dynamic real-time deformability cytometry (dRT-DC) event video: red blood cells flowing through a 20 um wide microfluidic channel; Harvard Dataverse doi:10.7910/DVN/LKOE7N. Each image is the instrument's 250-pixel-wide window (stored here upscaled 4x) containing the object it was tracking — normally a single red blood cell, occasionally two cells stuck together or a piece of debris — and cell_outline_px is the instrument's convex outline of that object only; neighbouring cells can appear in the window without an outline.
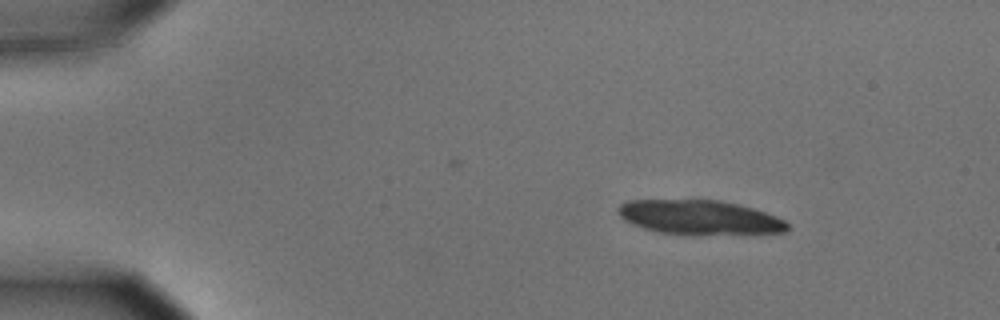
{"species": "common noctule bat (a hibernating species)", "species_latin": "Nyctalus noctula", "temperature_condition": "cold", "stored_images_in_passage": 9, "camera_frame_rate_fps": 3000, "um_per_image_px": 0.085, "animal": {"sex": "male", "body_mass_g": 15.6}, "frame": {"image": 1, "passage_image": 1, "time_ms": 0.0, "image_size_px": [1000, 320], "cell_outline_px": [[788, 232], [688, 236], [660, 232], [644, 228], [632, 224], [624, 220], [616, 212], [616, 208], [620, 204], [628, 200], [720, 200], [752, 208], [776, 216], [784, 220], [788, 224]], "centroid_in_image_um": [59.43, 18.5], "position_along_channel_um": 25.6, "area_um2": 34.39}}
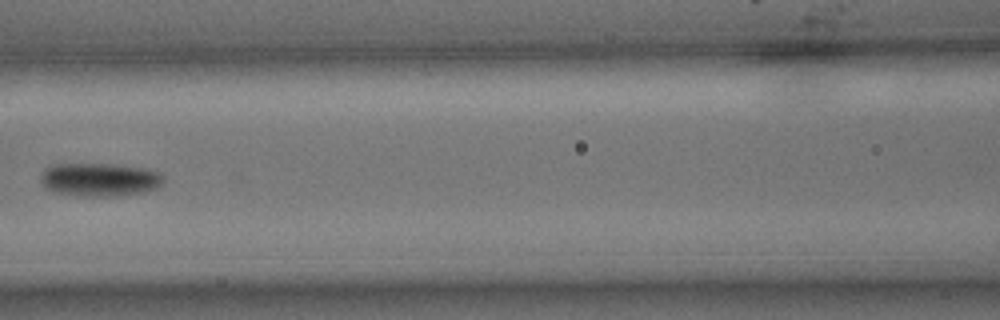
{"frame": {"image": 2, "passage_image": 6, "time_ms": 1.667, "image_size_px": [1000, 320], "cell_outline_px": [[164, 180], [156, 188], [144, 192], [116, 196], [76, 196], [56, 192], [48, 188], [40, 180], [40, 176], [44, 168], [52, 164], [112, 164], [140, 168], [160, 172], [164, 176]], "centroid_in_image_um": [8.45, 15.26], "position_along_channel_um": 158.1, "area_um2": 23.81}}
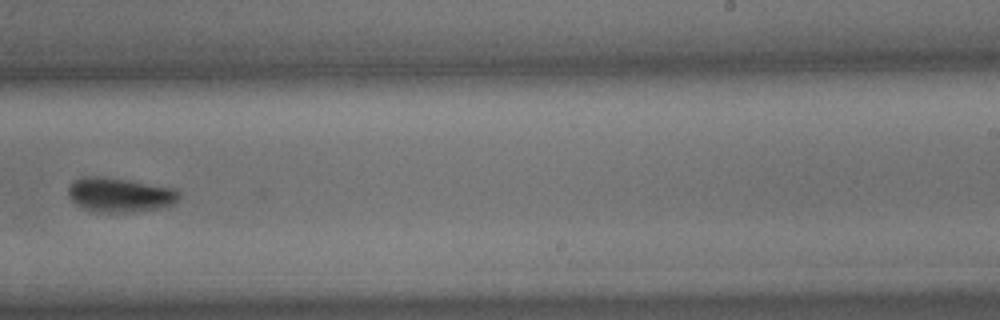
{"frame": {"image": 3, "passage_image": 9, "time_ms": 2.667, "image_size_px": [1000, 320], "cell_outline_px": [[180, 196], [172, 204], [160, 208], [132, 212], [96, 212], [84, 208], [76, 204], [68, 196], [68, 188], [76, 180], [84, 176], [100, 176], [128, 180], [176, 188], [180, 192]], "centroid_in_image_um": [10.19, 16.56], "position_along_channel_um": 278.8, "area_um2": 22.14}}